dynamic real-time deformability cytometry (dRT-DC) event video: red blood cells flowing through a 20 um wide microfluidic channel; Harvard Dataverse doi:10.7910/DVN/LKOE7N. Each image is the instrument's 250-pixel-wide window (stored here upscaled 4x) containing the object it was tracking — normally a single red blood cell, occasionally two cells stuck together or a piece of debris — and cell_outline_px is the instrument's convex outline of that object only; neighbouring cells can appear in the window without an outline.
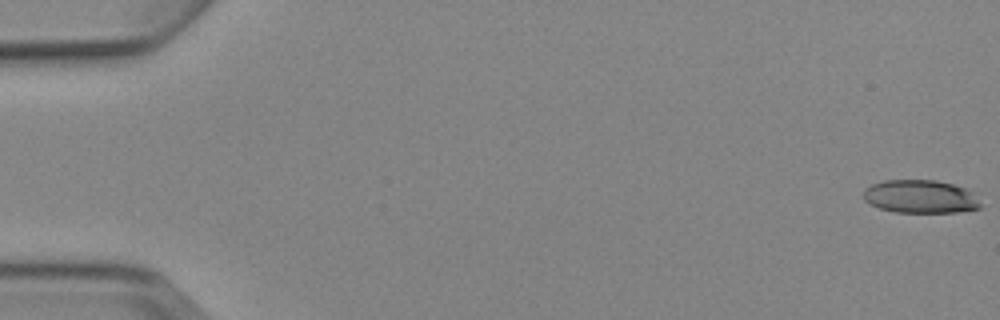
{"species": "Egyptian fruit bat (a non-hibernating species)", "species_latin": "Rousettus aegyptiacus", "temperature_condition": "cold", "stored_images_in_passage": 6, "segment_of_instrument_passage": [1, 2], "camera_frame_rate_fps": 3000, "um_per_image_px": 0.085, "animal": {"sex": "female"}, "frame": {"image": 1, "passage_image": 1, "time_ms": 0.0, "image_size_px": [1000, 320], "cell_outline_px": [[980, 208], [956, 212], [896, 212], [880, 208], [868, 204], [864, 200], [864, 188], [872, 184], [884, 180], [936, 180], [952, 184], [964, 188], [972, 192], [980, 204]], "centroid_in_image_um": [78.19, 16.71], "position_along_channel_um": 6.8, "area_um2": 22.54}}